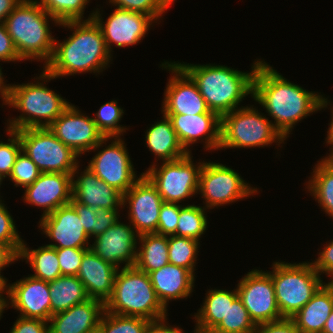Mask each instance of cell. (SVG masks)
I'll use <instances>...</instances> for the list:
<instances>
[{"mask_svg": "<svg viewBox=\"0 0 333 333\" xmlns=\"http://www.w3.org/2000/svg\"><path fill=\"white\" fill-rule=\"evenodd\" d=\"M332 111H331V113H332V117H331V122H330V127L328 128V131H327V138H325L326 140V143H327V145L329 144L330 146H332L333 145V108L331 109ZM331 151H333V146H332V150Z\"/></svg>", "mask_w": 333, "mask_h": 333, "instance_id": "cell-56", "label": "cell"}, {"mask_svg": "<svg viewBox=\"0 0 333 333\" xmlns=\"http://www.w3.org/2000/svg\"><path fill=\"white\" fill-rule=\"evenodd\" d=\"M93 12L86 20L65 21L59 24L73 29L66 40L57 42L49 63L42 74L34 79L49 82L51 79L78 73H99L105 70L112 55L109 53L100 27L95 23ZM46 80V81H45Z\"/></svg>", "mask_w": 333, "mask_h": 333, "instance_id": "cell-2", "label": "cell"}, {"mask_svg": "<svg viewBox=\"0 0 333 333\" xmlns=\"http://www.w3.org/2000/svg\"><path fill=\"white\" fill-rule=\"evenodd\" d=\"M2 289H0V319L2 317L3 311L5 310V308L2 306Z\"/></svg>", "mask_w": 333, "mask_h": 333, "instance_id": "cell-59", "label": "cell"}, {"mask_svg": "<svg viewBox=\"0 0 333 333\" xmlns=\"http://www.w3.org/2000/svg\"><path fill=\"white\" fill-rule=\"evenodd\" d=\"M329 277H331L330 279V282H328V283H326L331 289H332V291H333V274L331 275V276H329Z\"/></svg>", "mask_w": 333, "mask_h": 333, "instance_id": "cell-61", "label": "cell"}, {"mask_svg": "<svg viewBox=\"0 0 333 333\" xmlns=\"http://www.w3.org/2000/svg\"><path fill=\"white\" fill-rule=\"evenodd\" d=\"M72 177V199L77 203L106 210L123 208V194L99 179L88 167L80 176Z\"/></svg>", "mask_w": 333, "mask_h": 333, "instance_id": "cell-24", "label": "cell"}, {"mask_svg": "<svg viewBox=\"0 0 333 333\" xmlns=\"http://www.w3.org/2000/svg\"><path fill=\"white\" fill-rule=\"evenodd\" d=\"M333 310V291L324 283L311 300L290 318L300 333H322Z\"/></svg>", "mask_w": 333, "mask_h": 333, "instance_id": "cell-27", "label": "cell"}, {"mask_svg": "<svg viewBox=\"0 0 333 333\" xmlns=\"http://www.w3.org/2000/svg\"><path fill=\"white\" fill-rule=\"evenodd\" d=\"M39 228L55 243L47 244L58 248H90V237L86 233L74 206H60L51 214L41 217ZM89 245V246H88Z\"/></svg>", "mask_w": 333, "mask_h": 333, "instance_id": "cell-19", "label": "cell"}, {"mask_svg": "<svg viewBox=\"0 0 333 333\" xmlns=\"http://www.w3.org/2000/svg\"><path fill=\"white\" fill-rule=\"evenodd\" d=\"M162 4L168 9L169 6L175 1V0H160Z\"/></svg>", "mask_w": 333, "mask_h": 333, "instance_id": "cell-60", "label": "cell"}, {"mask_svg": "<svg viewBox=\"0 0 333 333\" xmlns=\"http://www.w3.org/2000/svg\"><path fill=\"white\" fill-rule=\"evenodd\" d=\"M203 306L194 315V333H211L226 317L228 311V290L209 289Z\"/></svg>", "mask_w": 333, "mask_h": 333, "instance_id": "cell-31", "label": "cell"}, {"mask_svg": "<svg viewBox=\"0 0 333 333\" xmlns=\"http://www.w3.org/2000/svg\"><path fill=\"white\" fill-rule=\"evenodd\" d=\"M205 207L196 205H180L179 222L176 235L200 240L207 228Z\"/></svg>", "mask_w": 333, "mask_h": 333, "instance_id": "cell-36", "label": "cell"}, {"mask_svg": "<svg viewBox=\"0 0 333 333\" xmlns=\"http://www.w3.org/2000/svg\"><path fill=\"white\" fill-rule=\"evenodd\" d=\"M253 333H300L291 319L258 324Z\"/></svg>", "mask_w": 333, "mask_h": 333, "instance_id": "cell-48", "label": "cell"}, {"mask_svg": "<svg viewBox=\"0 0 333 333\" xmlns=\"http://www.w3.org/2000/svg\"><path fill=\"white\" fill-rule=\"evenodd\" d=\"M156 296L166 310L169 300L187 298L193 292L195 276L186 268L168 263L149 273Z\"/></svg>", "mask_w": 333, "mask_h": 333, "instance_id": "cell-26", "label": "cell"}, {"mask_svg": "<svg viewBox=\"0 0 333 333\" xmlns=\"http://www.w3.org/2000/svg\"><path fill=\"white\" fill-rule=\"evenodd\" d=\"M49 19L60 24L36 0H21L7 16L4 23L21 60L49 63L55 44Z\"/></svg>", "mask_w": 333, "mask_h": 333, "instance_id": "cell-4", "label": "cell"}, {"mask_svg": "<svg viewBox=\"0 0 333 333\" xmlns=\"http://www.w3.org/2000/svg\"><path fill=\"white\" fill-rule=\"evenodd\" d=\"M200 242L189 237L168 236L169 263L188 269L194 276Z\"/></svg>", "mask_w": 333, "mask_h": 333, "instance_id": "cell-35", "label": "cell"}, {"mask_svg": "<svg viewBox=\"0 0 333 333\" xmlns=\"http://www.w3.org/2000/svg\"><path fill=\"white\" fill-rule=\"evenodd\" d=\"M6 177L2 174V173H0V186H1V184H2V181H3V179H5ZM1 199V198H0Z\"/></svg>", "mask_w": 333, "mask_h": 333, "instance_id": "cell-62", "label": "cell"}, {"mask_svg": "<svg viewBox=\"0 0 333 333\" xmlns=\"http://www.w3.org/2000/svg\"><path fill=\"white\" fill-rule=\"evenodd\" d=\"M272 278L277 306L283 318H292L324 284L312 262H274Z\"/></svg>", "mask_w": 333, "mask_h": 333, "instance_id": "cell-7", "label": "cell"}, {"mask_svg": "<svg viewBox=\"0 0 333 333\" xmlns=\"http://www.w3.org/2000/svg\"><path fill=\"white\" fill-rule=\"evenodd\" d=\"M118 9L129 10L150 16L155 23L167 10L160 0H109Z\"/></svg>", "mask_w": 333, "mask_h": 333, "instance_id": "cell-41", "label": "cell"}, {"mask_svg": "<svg viewBox=\"0 0 333 333\" xmlns=\"http://www.w3.org/2000/svg\"><path fill=\"white\" fill-rule=\"evenodd\" d=\"M237 293L256 325L284 319L277 306L274 284L268 272L257 269L248 272L239 281Z\"/></svg>", "mask_w": 333, "mask_h": 333, "instance_id": "cell-12", "label": "cell"}, {"mask_svg": "<svg viewBox=\"0 0 333 333\" xmlns=\"http://www.w3.org/2000/svg\"><path fill=\"white\" fill-rule=\"evenodd\" d=\"M118 268L104 261L89 248L81 261L78 279L83 283L89 298L106 303L112 296Z\"/></svg>", "mask_w": 333, "mask_h": 333, "instance_id": "cell-25", "label": "cell"}, {"mask_svg": "<svg viewBox=\"0 0 333 333\" xmlns=\"http://www.w3.org/2000/svg\"><path fill=\"white\" fill-rule=\"evenodd\" d=\"M162 118L145 132L146 145L163 162L178 160L188 153L178 140L171 120L164 114Z\"/></svg>", "mask_w": 333, "mask_h": 333, "instance_id": "cell-28", "label": "cell"}, {"mask_svg": "<svg viewBox=\"0 0 333 333\" xmlns=\"http://www.w3.org/2000/svg\"><path fill=\"white\" fill-rule=\"evenodd\" d=\"M192 158L191 153H188L178 160L163 162L161 166L154 163L144 172L156 186L164 202L182 203L181 201L198 193L204 160L197 165Z\"/></svg>", "mask_w": 333, "mask_h": 333, "instance_id": "cell-10", "label": "cell"}, {"mask_svg": "<svg viewBox=\"0 0 333 333\" xmlns=\"http://www.w3.org/2000/svg\"><path fill=\"white\" fill-rule=\"evenodd\" d=\"M161 66L162 69L171 71L172 75L174 73L166 84L167 87L162 102V114L195 115L212 112L208 109L196 83L177 62L164 61Z\"/></svg>", "mask_w": 333, "mask_h": 333, "instance_id": "cell-17", "label": "cell"}, {"mask_svg": "<svg viewBox=\"0 0 333 333\" xmlns=\"http://www.w3.org/2000/svg\"><path fill=\"white\" fill-rule=\"evenodd\" d=\"M72 175L41 173L33 184L24 188V202L45 209L42 217L69 204L72 199Z\"/></svg>", "mask_w": 333, "mask_h": 333, "instance_id": "cell-22", "label": "cell"}, {"mask_svg": "<svg viewBox=\"0 0 333 333\" xmlns=\"http://www.w3.org/2000/svg\"><path fill=\"white\" fill-rule=\"evenodd\" d=\"M105 311V303L89 298L48 320L49 333H96Z\"/></svg>", "mask_w": 333, "mask_h": 333, "instance_id": "cell-23", "label": "cell"}, {"mask_svg": "<svg viewBox=\"0 0 333 333\" xmlns=\"http://www.w3.org/2000/svg\"><path fill=\"white\" fill-rule=\"evenodd\" d=\"M330 155L321 159L329 168L333 170V151L329 153Z\"/></svg>", "mask_w": 333, "mask_h": 333, "instance_id": "cell-58", "label": "cell"}, {"mask_svg": "<svg viewBox=\"0 0 333 333\" xmlns=\"http://www.w3.org/2000/svg\"><path fill=\"white\" fill-rule=\"evenodd\" d=\"M179 215V203L163 202L160 208L158 228L156 233L165 236L176 235Z\"/></svg>", "mask_w": 333, "mask_h": 333, "instance_id": "cell-45", "label": "cell"}, {"mask_svg": "<svg viewBox=\"0 0 333 333\" xmlns=\"http://www.w3.org/2000/svg\"><path fill=\"white\" fill-rule=\"evenodd\" d=\"M19 134L22 151L41 173L79 174V155L59 140L48 127L25 128Z\"/></svg>", "mask_w": 333, "mask_h": 333, "instance_id": "cell-9", "label": "cell"}, {"mask_svg": "<svg viewBox=\"0 0 333 333\" xmlns=\"http://www.w3.org/2000/svg\"><path fill=\"white\" fill-rule=\"evenodd\" d=\"M307 189L323 211L333 219V170L322 160L315 164Z\"/></svg>", "mask_w": 333, "mask_h": 333, "instance_id": "cell-34", "label": "cell"}, {"mask_svg": "<svg viewBox=\"0 0 333 333\" xmlns=\"http://www.w3.org/2000/svg\"><path fill=\"white\" fill-rule=\"evenodd\" d=\"M40 174L41 172L37 165L21 151L8 178L15 183L14 186H22L24 188L33 184Z\"/></svg>", "mask_w": 333, "mask_h": 333, "instance_id": "cell-40", "label": "cell"}, {"mask_svg": "<svg viewBox=\"0 0 333 333\" xmlns=\"http://www.w3.org/2000/svg\"><path fill=\"white\" fill-rule=\"evenodd\" d=\"M105 311L148 320L168 316L156 296L149 274L135 266L118 270L112 296L105 303Z\"/></svg>", "mask_w": 333, "mask_h": 333, "instance_id": "cell-5", "label": "cell"}, {"mask_svg": "<svg viewBox=\"0 0 333 333\" xmlns=\"http://www.w3.org/2000/svg\"><path fill=\"white\" fill-rule=\"evenodd\" d=\"M138 240L141 245L136 251V268L149 274L169 263L168 236L148 233L139 235Z\"/></svg>", "mask_w": 333, "mask_h": 333, "instance_id": "cell-29", "label": "cell"}, {"mask_svg": "<svg viewBox=\"0 0 333 333\" xmlns=\"http://www.w3.org/2000/svg\"><path fill=\"white\" fill-rule=\"evenodd\" d=\"M117 104V100H111L102 105L98 112L94 114L96 117H93V121L104 137L121 136L126 132L127 128L119 124L124 111Z\"/></svg>", "mask_w": 333, "mask_h": 333, "instance_id": "cell-39", "label": "cell"}, {"mask_svg": "<svg viewBox=\"0 0 333 333\" xmlns=\"http://www.w3.org/2000/svg\"><path fill=\"white\" fill-rule=\"evenodd\" d=\"M89 248H58L57 256L62 275L77 276L81 261Z\"/></svg>", "mask_w": 333, "mask_h": 333, "instance_id": "cell-44", "label": "cell"}, {"mask_svg": "<svg viewBox=\"0 0 333 333\" xmlns=\"http://www.w3.org/2000/svg\"><path fill=\"white\" fill-rule=\"evenodd\" d=\"M2 292L7 295L6 298L2 295L4 308L12 306L23 318L41 319L47 322L50 319L51 297L48 282L29 275L13 284L3 285Z\"/></svg>", "mask_w": 333, "mask_h": 333, "instance_id": "cell-15", "label": "cell"}, {"mask_svg": "<svg viewBox=\"0 0 333 333\" xmlns=\"http://www.w3.org/2000/svg\"><path fill=\"white\" fill-rule=\"evenodd\" d=\"M166 320V316L160 319L150 320L144 333H184L182 328L172 327L167 324Z\"/></svg>", "mask_w": 333, "mask_h": 333, "instance_id": "cell-53", "label": "cell"}, {"mask_svg": "<svg viewBox=\"0 0 333 333\" xmlns=\"http://www.w3.org/2000/svg\"><path fill=\"white\" fill-rule=\"evenodd\" d=\"M59 23L83 20L84 9L90 0H36Z\"/></svg>", "mask_w": 333, "mask_h": 333, "instance_id": "cell-38", "label": "cell"}, {"mask_svg": "<svg viewBox=\"0 0 333 333\" xmlns=\"http://www.w3.org/2000/svg\"><path fill=\"white\" fill-rule=\"evenodd\" d=\"M13 84L11 95L6 105L23 112L9 121L7 129L49 127L70 105L59 94L44 86V82ZM44 121H43V120Z\"/></svg>", "mask_w": 333, "mask_h": 333, "instance_id": "cell-6", "label": "cell"}, {"mask_svg": "<svg viewBox=\"0 0 333 333\" xmlns=\"http://www.w3.org/2000/svg\"><path fill=\"white\" fill-rule=\"evenodd\" d=\"M322 333H333V310L328 319L326 320V324Z\"/></svg>", "mask_w": 333, "mask_h": 333, "instance_id": "cell-57", "label": "cell"}, {"mask_svg": "<svg viewBox=\"0 0 333 333\" xmlns=\"http://www.w3.org/2000/svg\"><path fill=\"white\" fill-rule=\"evenodd\" d=\"M0 199V243L8 244L18 255L23 243L10 212Z\"/></svg>", "mask_w": 333, "mask_h": 333, "instance_id": "cell-43", "label": "cell"}, {"mask_svg": "<svg viewBox=\"0 0 333 333\" xmlns=\"http://www.w3.org/2000/svg\"><path fill=\"white\" fill-rule=\"evenodd\" d=\"M11 87L12 85L10 84H5L4 78H3V73H2V68L0 66V97L3 100V104L6 105L10 95H11Z\"/></svg>", "mask_w": 333, "mask_h": 333, "instance_id": "cell-55", "label": "cell"}, {"mask_svg": "<svg viewBox=\"0 0 333 333\" xmlns=\"http://www.w3.org/2000/svg\"><path fill=\"white\" fill-rule=\"evenodd\" d=\"M252 98L275 120L272 124L285 140L299 121L330 103L323 95L291 83L264 61L254 74Z\"/></svg>", "mask_w": 333, "mask_h": 333, "instance_id": "cell-1", "label": "cell"}, {"mask_svg": "<svg viewBox=\"0 0 333 333\" xmlns=\"http://www.w3.org/2000/svg\"><path fill=\"white\" fill-rule=\"evenodd\" d=\"M312 263L320 275L326 273L325 275L329 277L333 274V240L324 246L316 261L314 260Z\"/></svg>", "mask_w": 333, "mask_h": 333, "instance_id": "cell-50", "label": "cell"}, {"mask_svg": "<svg viewBox=\"0 0 333 333\" xmlns=\"http://www.w3.org/2000/svg\"><path fill=\"white\" fill-rule=\"evenodd\" d=\"M163 202L156 186L144 173L123 194V207L128 204L129 223L138 235L156 233Z\"/></svg>", "mask_w": 333, "mask_h": 333, "instance_id": "cell-16", "label": "cell"}, {"mask_svg": "<svg viewBox=\"0 0 333 333\" xmlns=\"http://www.w3.org/2000/svg\"><path fill=\"white\" fill-rule=\"evenodd\" d=\"M76 209L81 222L83 223L84 230L89 235V237H94V228H96V212L92 207H87L81 205L71 199L70 202Z\"/></svg>", "mask_w": 333, "mask_h": 333, "instance_id": "cell-51", "label": "cell"}, {"mask_svg": "<svg viewBox=\"0 0 333 333\" xmlns=\"http://www.w3.org/2000/svg\"><path fill=\"white\" fill-rule=\"evenodd\" d=\"M260 62L256 60L249 73L225 65L177 64L196 83L208 109L222 117L237 109L244 97L253 96L254 74Z\"/></svg>", "mask_w": 333, "mask_h": 333, "instance_id": "cell-3", "label": "cell"}, {"mask_svg": "<svg viewBox=\"0 0 333 333\" xmlns=\"http://www.w3.org/2000/svg\"><path fill=\"white\" fill-rule=\"evenodd\" d=\"M138 236L131 225L117 221L104 233L97 235L94 243L90 244V248L100 258L118 269L121 263H125L123 267L134 266L137 244H139Z\"/></svg>", "mask_w": 333, "mask_h": 333, "instance_id": "cell-20", "label": "cell"}, {"mask_svg": "<svg viewBox=\"0 0 333 333\" xmlns=\"http://www.w3.org/2000/svg\"><path fill=\"white\" fill-rule=\"evenodd\" d=\"M150 320L142 317L122 316L104 311L98 333H144Z\"/></svg>", "mask_w": 333, "mask_h": 333, "instance_id": "cell-37", "label": "cell"}, {"mask_svg": "<svg viewBox=\"0 0 333 333\" xmlns=\"http://www.w3.org/2000/svg\"><path fill=\"white\" fill-rule=\"evenodd\" d=\"M111 144L98 151L88 163V168L106 184L126 193L139 179L120 136H114Z\"/></svg>", "mask_w": 333, "mask_h": 333, "instance_id": "cell-14", "label": "cell"}, {"mask_svg": "<svg viewBox=\"0 0 333 333\" xmlns=\"http://www.w3.org/2000/svg\"><path fill=\"white\" fill-rule=\"evenodd\" d=\"M257 192V188L248 185L232 168L213 161L203 163L197 194L204 197L206 209L230 204Z\"/></svg>", "mask_w": 333, "mask_h": 333, "instance_id": "cell-11", "label": "cell"}, {"mask_svg": "<svg viewBox=\"0 0 333 333\" xmlns=\"http://www.w3.org/2000/svg\"><path fill=\"white\" fill-rule=\"evenodd\" d=\"M273 122L251 105L239 107L221 117V142L224 148H251L284 143Z\"/></svg>", "mask_w": 333, "mask_h": 333, "instance_id": "cell-8", "label": "cell"}, {"mask_svg": "<svg viewBox=\"0 0 333 333\" xmlns=\"http://www.w3.org/2000/svg\"><path fill=\"white\" fill-rule=\"evenodd\" d=\"M19 259H25L27 263H30L31 269L34 270V274L30 276L36 279L49 283L62 275L57 249L54 247L45 245L32 250L26 246L23 240Z\"/></svg>", "mask_w": 333, "mask_h": 333, "instance_id": "cell-32", "label": "cell"}, {"mask_svg": "<svg viewBox=\"0 0 333 333\" xmlns=\"http://www.w3.org/2000/svg\"><path fill=\"white\" fill-rule=\"evenodd\" d=\"M0 61H22L14 47L11 36L7 32L4 22H0Z\"/></svg>", "mask_w": 333, "mask_h": 333, "instance_id": "cell-47", "label": "cell"}, {"mask_svg": "<svg viewBox=\"0 0 333 333\" xmlns=\"http://www.w3.org/2000/svg\"><path fill=\"white\" fill-rule=\"evenodd\" d=\"M18 317L9 333H49L47 321Z\"/></svg>", "mask_w": 333, "mask_h": 333, "instance_id": "cell-46", "label": "cell"}, {"mask_svg": "<svg viewBox=\"0 0 333 333\" xmlns=\"http://www.w3.org/2000/svg\"><path fill=\"white\" fill-rule=\"evenodd\" d=\"M19 260V255L6 243H0V285L7 284V279L1 275V270Z\"/></svg>", "mask_w": 333, "mask_h": 333, "instance_id": "cell-52", "label": "cell"}, {"mask_svg": "<svg viewBox=\"0 0 333 333\" xmlns=\"http://www.w3.org/2000/svg\"><path fill=\"white\" fill-rule=\"evenodd\" d=\"M96 228H94V238L104 233L109 227L113 226L119 221V210H106L103 208H96Z\"/></svg>", "mask_w": 333, "mask_h": 333, "instance_id": "cell-49", "label": "cell"}, {"mask_svg": "<svg viewBox=\"0 0 333 333\" xmlns=\"http://www.w3.org/2000/svg\"><path fill=\"white\" fill-rule=\"evenodd\" d=\"M49 293L51 316L89 299L83 283L77 276L61 275L49 282Z\"/></svg>", "mask_w": 333, "mask_h": 333, "instance_id": "cell-30", "label": "cell"}, {"mask_svg": "<svg viewBox=\"0 0 333 333\" xmlns=\"http://www.w3.org/2000/svg\"><path fill=\"white\" fill-rule=\"evenodd\" d=\"M95 23L100 27L109 53L112 44L116 47H126L138 44L155 21L148 15L116 8L103 22L98 8L93 11Z\"/></svg>", "mask_w": 333, "mask_h": 333, "instance_id": "cell-18", "label": "cell"}, {"mask_svg": "<svg viewBox=\"0 0 333 333\" xmlns=\"http://www.w3.org/2000/svg\"><path fill=\"white\" fill-rule=\"evenodd\" d=\"M256 324L238 297L237 288L228 291V311L226 317L211 333H253Z\"/></svg>", "mask_w": 333, "mask_h": 333, "instance_id": "cell-33", "label": "cell"}, {"mask_svg": "<svg viewBox=\"0 0 333 333\" xmlns=\"http://www.w3.org/2000/svg\"><path fill=\"white\" fill-rule=\"evenodd\" d=\"M171 122L178 140L187 153L188 148L197 143L199 138L205 139L206 150H219L221 142V117L215 113L202 114H164ZM191 144V145H190Z\"/></svg>", "mask_w": 333, "mask_h": 333, "instance_id": "cell-21", "label": "cell"}, {"mask_svg": "<svg viewBox=\"0 0 333 333\" xmlns=\"http://www.w3.org/2000/svg\"><path fill=\"white\" fill-rule=\"evenodd\" d=\"M21 0H0V22H4L7 16L19 4Z\"/></svg>", "mask_w": 333, "mask_h": 333, "instance_id": "cell-54", "label": "cell"}, {"mask_svg": "<svg viewBox=\"0 0 333 333\" xmlns=\"http://www.w3.org/2000/svg\"><path fill=\"white\" fill-rule=\"evenodd\" d=\"M6 132L10 138L7 143L0 141V173L5 177H9L22 148L19 134L15 130L10 129H6Z\"/></svg>", "mask_w": 333, "mask_h": 333, "instance_id": "cell-42", "label": "cell"}, {"mask_svg": "<svg viewBox=\"0 0 333 333\" xmlns=\"http://www.w3.org/2000/svg\"><path fill=\"white\" fill-rule=\"evenodd\" d=\"M48 128L80 157L85 152L104 147L102 145L113 138L104 137L93 117L85 116L71 103Z\"/></svg>", "mask_w": 333, "mask_h": 333, "instance_id": "cell-13", "label": "cell"}]
</instances>
